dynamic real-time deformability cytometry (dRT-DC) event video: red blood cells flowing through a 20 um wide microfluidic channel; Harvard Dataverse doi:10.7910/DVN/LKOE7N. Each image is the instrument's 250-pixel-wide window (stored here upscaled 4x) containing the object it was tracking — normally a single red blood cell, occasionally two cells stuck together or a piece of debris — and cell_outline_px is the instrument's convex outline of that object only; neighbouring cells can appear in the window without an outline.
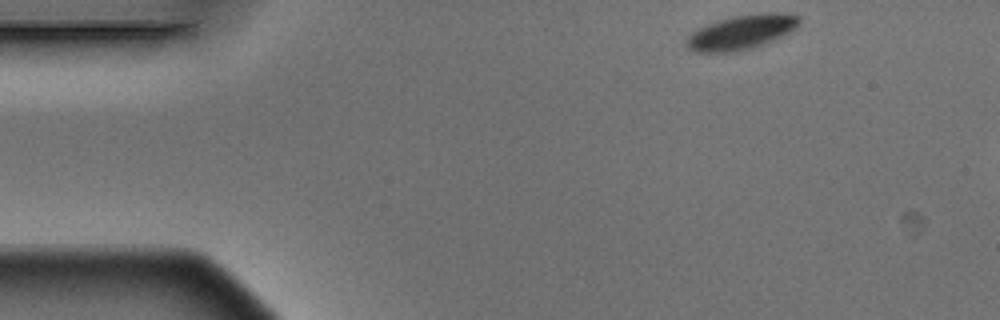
{"species": "Egyptian fruit bat (a non-hibernating species)", "species_latin": "Rousettus aegyptiacus", "temperature_condition": "warm", "stored_images_in_passage": 3, "camera_frame_rate_fps": 3000, "um_per_image_px": 0.085, "animal": {"sex": "male"}, "frame": {"image": 1, "passage_image": 1, "time_ms": 0.0, "image_size_px": [1000, 320], "cell_outline_px": [[800, 24], [796, 28], [764, 44], [752, 48], [736, 52], [696, 52], [688, 48], [684, 44], [684, 40], [692, 32], [708, 24], [732, 16], [760, 12], [784, 12], [800, 16]], "centroid_in_image_um": [63.03, 2.72], "position_along_channel_um": 22.0, "area_um2": 22.77}}